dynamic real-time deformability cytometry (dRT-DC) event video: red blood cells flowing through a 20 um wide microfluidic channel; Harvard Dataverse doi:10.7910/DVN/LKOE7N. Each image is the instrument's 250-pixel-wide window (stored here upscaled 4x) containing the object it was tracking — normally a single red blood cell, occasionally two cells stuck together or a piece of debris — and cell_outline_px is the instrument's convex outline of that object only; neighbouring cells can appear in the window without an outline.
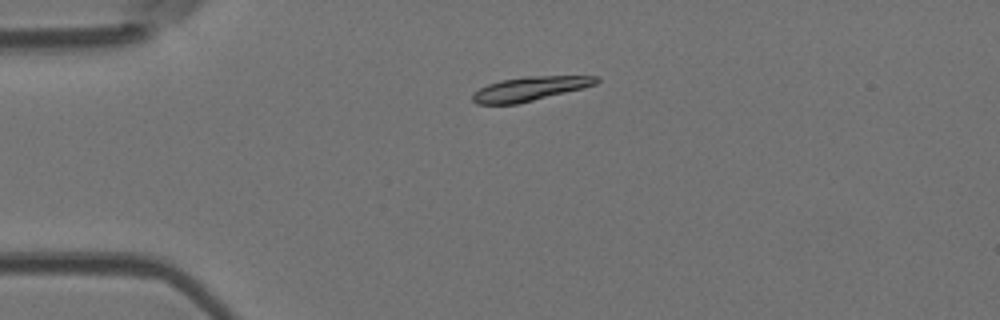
{"species": "Egyptian fruit bat (a non-hibernating species)", "species_latin": "Rousettus aegyptiacus", "temperature_condition": "room temperature", "stored_images_in_passage": 2, "camera_frame_rate_fps": 3000, "um_per_image_px": 0.085, "animal": {"sex": "female"}, "frame": {"image": 1, "passage_image": 1, "time_ms": 0.0, "image_size_px": [1000, 320], "cell_outline_px": [[600, 80], [596, 84], [584, 88], [516, 104], [476, 104], [472, 100], [472, 92], [488, 84], [500, 80], [528, 76], [596, 76]], "centroid_in_image_um": [45.01, 7.54], "position_along_channel_um": 40.0, "area_um2": 17.34}}